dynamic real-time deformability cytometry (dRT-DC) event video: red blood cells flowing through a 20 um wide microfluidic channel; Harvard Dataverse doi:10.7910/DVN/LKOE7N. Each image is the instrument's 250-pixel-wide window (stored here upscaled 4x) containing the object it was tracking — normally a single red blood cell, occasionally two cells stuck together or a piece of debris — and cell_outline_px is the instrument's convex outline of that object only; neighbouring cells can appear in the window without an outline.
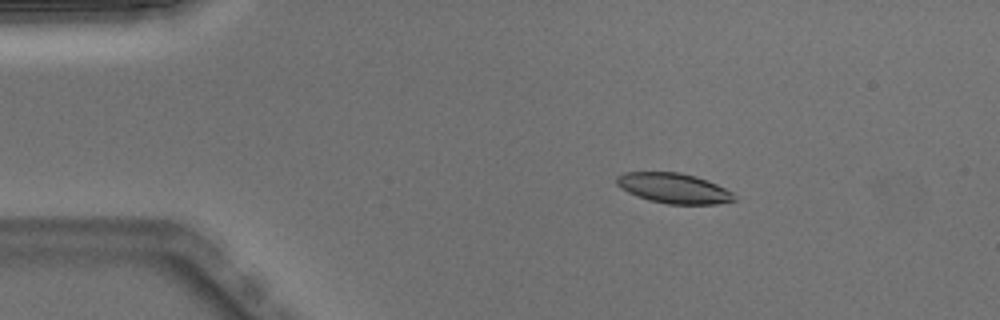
{"species": "Egyptian fruit bat (a non-hibernating species)", "species_latin": "Rousettus aegyptiacus", "temperature_condition": "warm", "stored_images_in_passage": 45, "camera_frame_rate_fps": 3000, "um_per_image_px": 0.085, "animal": {"sex": "male"}, "frame": {"image": 1, "passage_image": 3, "time_ms": 0.667, "image_size_px": [1000, 320], "cell_outline_px": [[736, 200], [716, 204], [668, 204], [648, 200], [628, 192], [620, 188], [616, 184], [616, 176], [624, 172], [680, 172], [696, 176], [716, 184], [732, 192], [736, 196]], "centroid_in_image_um": [57.25, 15.99], "position_along_channel_um": 27.8, "area_um2": 20.69}}
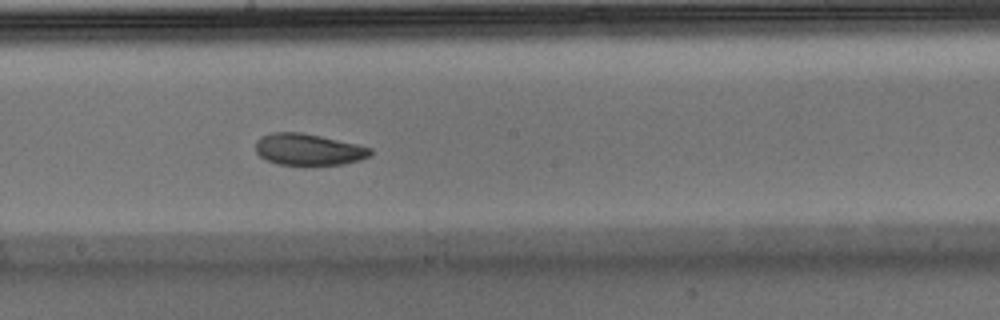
{"frame": {"image": 2, "passage_image": 22, "time_ms": 7.0, "image_size_px": [1000, 320], "cell_outline_px": [[372, 152], [368, 156], [360, 160], [344, 164], [276, 164], [260, 156], [256, 152], [256, 140], [260, 136], [272, 132], [300, 132], [320, 136], [356, 144], [372, 148]], "centroid_in_image_um": [26.19, 12.69], "position_along_channel_um": 222.0, "area_um2": 20.87}}
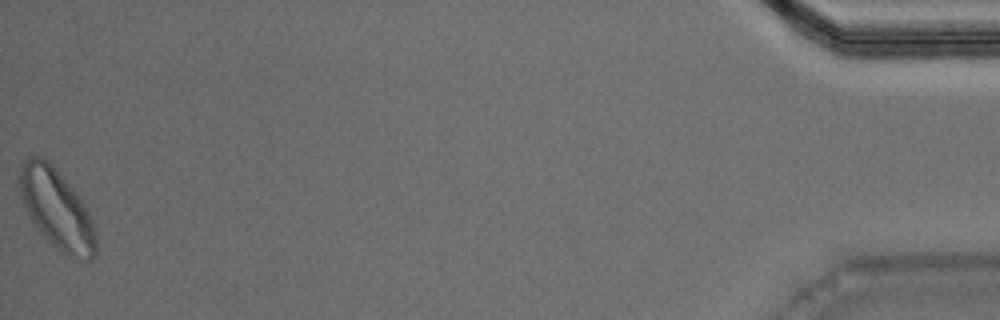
{"frame": {"image": 3, "passage_image": 45, "time_ms": 14.667, "image_size_px": [1000, 320], "cell_outline_px": [[96, 252], [92, 260], [72, 260], [52, 244], [48, 240], [32, 220], [20, 196], [20, 164], [28, 156], [40, 156], [52, 164], [80, 196], [92, 220], [96, 232]], "centroid_in_image_um": [4.85, 17.78], "position_along_channel_um": 430.3, "area_um2": 35.37}, "authors_computed_cell_mechanics": {"area_um2": 21.8484, "velocity_mm_per_s": 3.9882, "shape_relaxation_time_tau1_ms": 4.17, "shape_relaxation_time_tau2_ms": 4.8762, "deformation_change_tau1": 0.1111, "deformation_change_tau2": 0.1054}}